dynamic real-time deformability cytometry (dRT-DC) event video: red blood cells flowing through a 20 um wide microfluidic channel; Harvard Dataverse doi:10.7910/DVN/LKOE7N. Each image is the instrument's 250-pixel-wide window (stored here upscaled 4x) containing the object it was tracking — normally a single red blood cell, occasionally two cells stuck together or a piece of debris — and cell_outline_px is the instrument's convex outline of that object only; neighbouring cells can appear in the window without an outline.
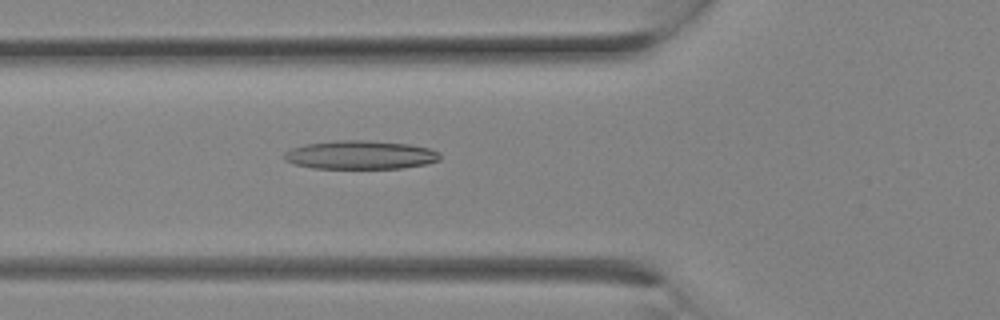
{"species": "Egyptian fruit bat (a non-hibernating species)", "species_latin": "Rousettus aegyptiacus", "temperature_condition": "room temperature", "stored_images_in_passage": 6, "camera_frame_rate_fps": 3000, "um_per_image_px": 0.085, "animal": {"sex": "female"}, "frame": {"image": 1, "passage_image": 6, "time_ms": 1.667, "image_size_px": [1000, 320], "cell_outline_px": [[440, 160], [428, 164], [400, 168], [312, 168], [296, 164], [284, 160], [284, 152], [292, 148], [304, 144], [336, 140], [368, 140], [408, 144], [428, 148], [440, 152]], "centroid_in_image_um": [30.63, 13.16], "position_along_channel_um": 95.2, "area_um2": 26.01}}